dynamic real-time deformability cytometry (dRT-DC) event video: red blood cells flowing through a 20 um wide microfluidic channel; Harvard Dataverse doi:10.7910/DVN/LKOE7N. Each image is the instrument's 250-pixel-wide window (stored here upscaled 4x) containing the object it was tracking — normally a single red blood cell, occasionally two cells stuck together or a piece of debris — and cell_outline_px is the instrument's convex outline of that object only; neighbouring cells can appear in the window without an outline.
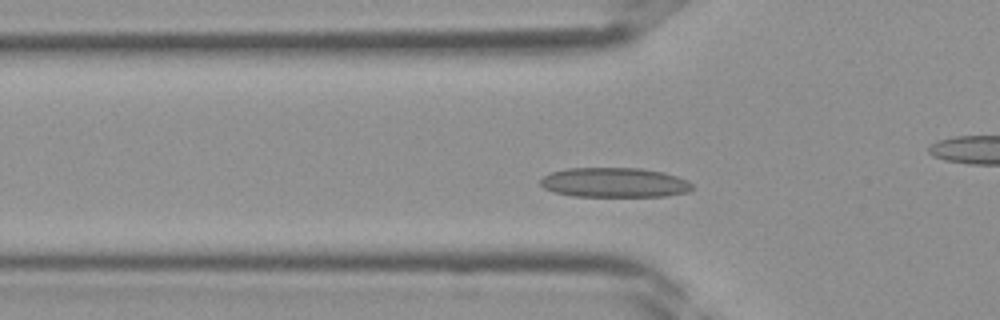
{"species": "Egyptian fruit bat (a non-hibernating species)", "species_latin": "Rousettus aegyptiacus", "temperature_condition": "room temperature", "stored_images_in_passage": 37, "camera_frame_rate_fps": 3000, "um_per_image_px": 0.085, "frame": {"image": 1, "passage_image": 10, "time_ms": 3.0, "image_size_px": [1000, 320], "cell_outline_px": [[696, 188], [688, 192], [668, 196], [572, 196], [552, 192], [544, 188], [540, 184], [540, 180], [544, 176], [552, 172], [568, 168], [640, 168], [664, 172], [688, 180]], "centroid_in_image_um": [52.26, 15.52], "position_along_channel_um": 73.5, "area_um2": 26.47}}
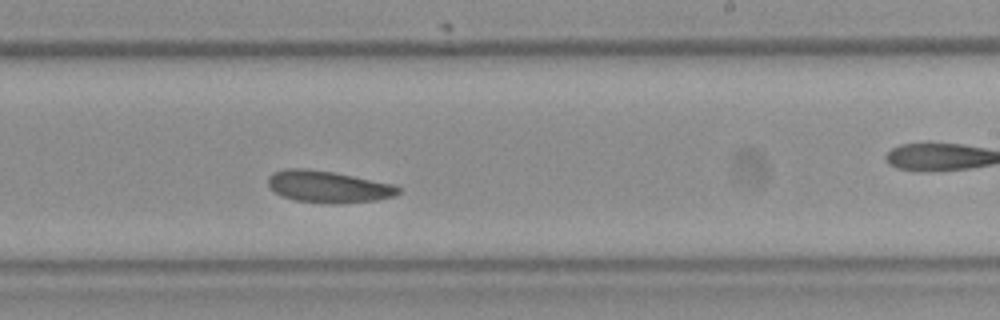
{"frame": {"image": 2, "passage_image": 21, "time_ms": 6.667, "image_size_px": [1000, 320], "cell_outline_px": [[400, 192], [396, 196], [380, 200], [296, 200], [284, 196], [276, 192], [268, 184], [268, 176], [272, 172], [284, 168], [304, 168], [332, 172], [396, 184], [400, 188]], "centroid_in_image_um": [27.91, 15.8], "position_along_channel_um": 261.1, "area_um2": 23.0}}
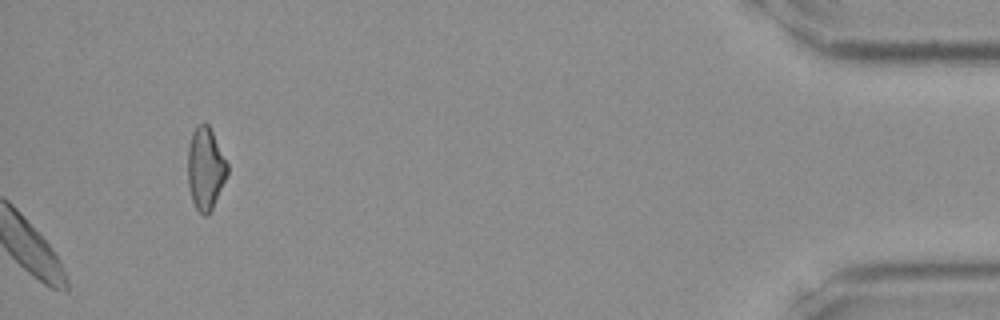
{"frame": {"image": 3, "passage_image": 37, "time_ms": 12.0, "image_size_px": [1000, 320], "cell_outline_px": [[228, 172], [212, 208], [208, 216], [204, 216], [196, 208], [192, 200], [188, 184], [188, 148], [192, 132], [196, 124], [204, 120], [208, 124], [228, 164]], "centroid_in_image_um": [17.45, 14.29], "position_along_channel_um": 417.8, "area_um2": 18.9}}